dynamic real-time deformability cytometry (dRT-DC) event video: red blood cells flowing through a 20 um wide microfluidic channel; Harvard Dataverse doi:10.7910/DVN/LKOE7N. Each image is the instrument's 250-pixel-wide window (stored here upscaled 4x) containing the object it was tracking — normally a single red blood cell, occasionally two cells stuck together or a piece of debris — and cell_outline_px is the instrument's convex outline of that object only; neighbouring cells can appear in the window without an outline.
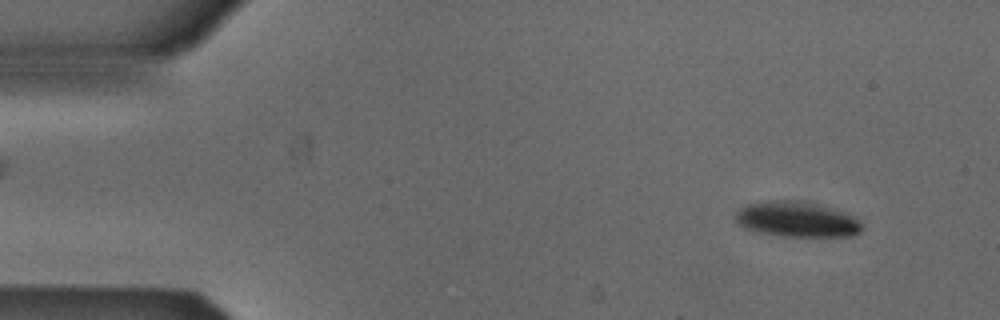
{"species": "Egyptian fruit bat (a non-hibernating species)", "species_latin": "Rousettus aegyptiacus", "temperature_condition": "cold", "stored_images_in_passage": 52, "camera_frame_rate_fps": 3000, "um_per_image_px": 0.085, "animal": {"sex": "male"}, "frame": {"image": 1, "passage_image": 4, "time_ms": 1.0, "image_size_px": [1000, 320], "cell_outline_px": [[864, 228], [860, 232], [852, 236], [780, 236], [756, 232], [744, 228], [732, 216], [740, 208], [748, 204], [768, 200], [796, 200], [836, 208], [856, 216], [864, 224]], "centroid_in_image_um": [67.77, 18.64], "position_along_channel_um": 17.2, "area_um2": 26.59}}
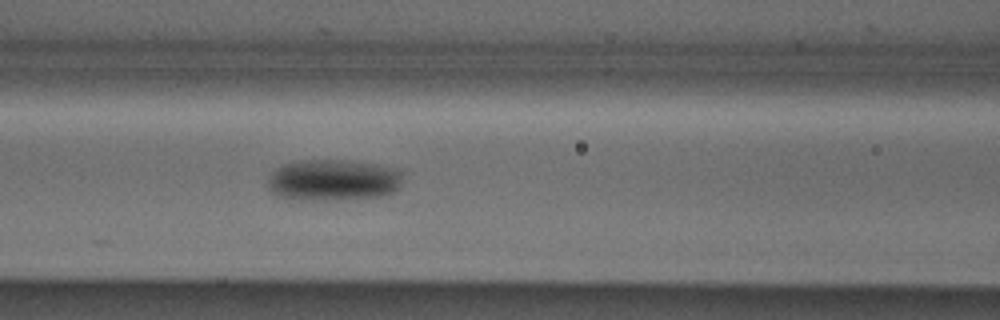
{"frame": {"image": 2, "passage_image": 21, "time_ms": 6.667, "image_size_px": [1000, 320], "cell_outline_px": [[404, 172], [400, 188], [392, 192], [380, 196], [324, 200], [300, 200], [276, 196], [268, 188], [268, 180], [272, 172], [284, 164], [312, 160], [348, 160], [376, 164], [400, 168]], "centroid_in_image_um": [28.38, 15.3], "position_along_channel_um": 138.2, "area_um2": 32.71}}
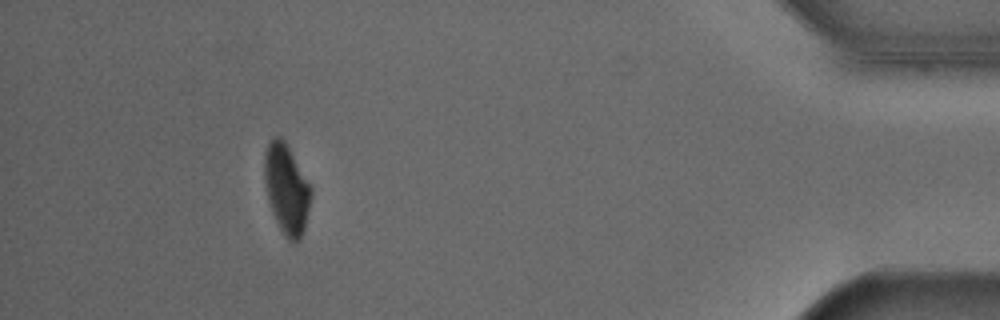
{"frame": {"image": 3, "passage_image": 47, "time_ms": 15.333, "image_size_px": [1000, 320], "cell_outline_px": [[312, 196], [304, 232], [300, 240], [288, 240], [284, 236], [272, 212], [268, 200], [264, 180], [264, 152], [272, 136], [280, 136], [284, 140], [312, 188]], "centroid_in_image_um": [24.35, 16.07], "position_along_channel_um": 410.8, "area_um2": 24.39}, "authors_computed_cell_mechanics": {"area_um2": 27.5417, "velocity_mm_per_s": 3.8649, "shape_relaxation_time_tau1_ms": 4.7813, "shape_relaxation_time_tau2_ms": null, "deformation_change_tau1": 0.1067, "deformation_change_tau2": null}}